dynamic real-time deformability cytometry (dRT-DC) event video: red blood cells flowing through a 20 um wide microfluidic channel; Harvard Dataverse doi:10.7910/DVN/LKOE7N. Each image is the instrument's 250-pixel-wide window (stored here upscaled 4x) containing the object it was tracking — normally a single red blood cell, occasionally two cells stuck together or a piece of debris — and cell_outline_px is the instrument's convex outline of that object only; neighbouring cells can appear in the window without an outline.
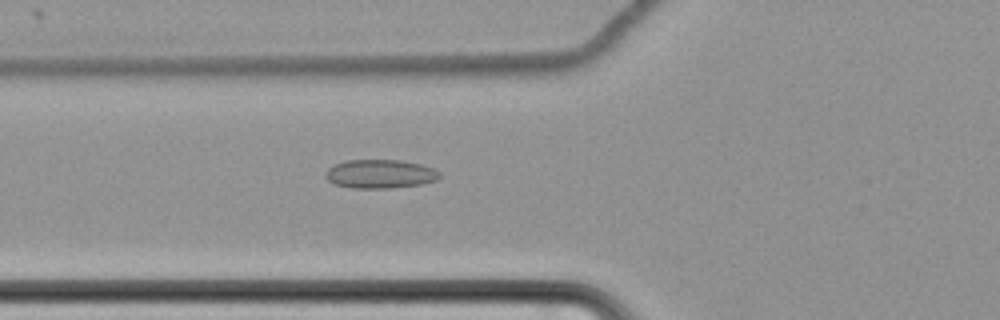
{"species": "common noctule bat (a hibernating species)", "species_latin": "Nyctalus noctula", "temperature_condition": "cold", "stored_images_in_passage": 63, "camera_frame_rate_fps": 3000, "um_per_image_px": 0.085, "animal": {"sex": "female", "body_mass_g": 22.7, "forearm_length_mm": 54.2}, "frame": {"image": 1, "passage_image": 26, "time_ms": 8.333, "image_size_px": [1000, 320], "cell_outline_px": [[440, 176], [436, 180], [420, 184], [388, 188], [352, 188], [336, 184], [328, 180], [328, 168], [332, 164], [348, 160], [400, 160], [420, 164], [432, 168], [440, 172]], "centroid_in_image_um": [32.32, 14.77], "position_along_channel_um": 93.5, "area_um2": 18.84}}
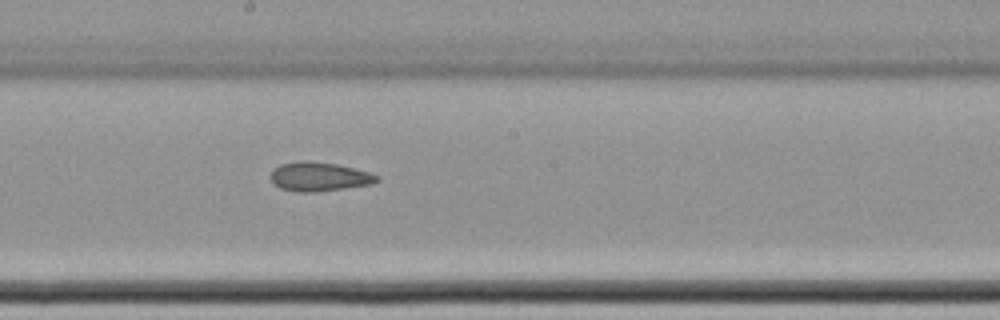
{"frame": {"image": 2, "passage_image": 37, "time_ms": 12.0, "image_size_px": [1000, 320], "cell_outline_px": [[380, 180], [372, 184], [316, 192], [296, 192], [280, 188], [272, 180], [272, 168], [280, 164], [300, 160], [304, 160], [336, 164], [368, 172], [380, 176]], "centroid_in_image_um": [27.13, 15.01], "position_along_channel_um": 221.1, "area_um2": 17.92}}
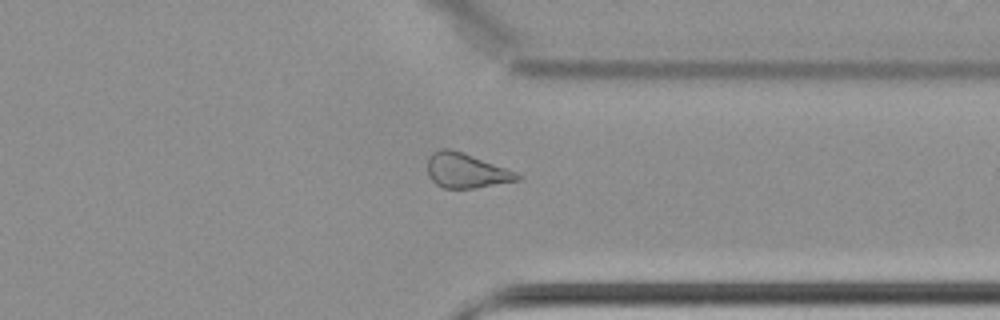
{"frame": {"image": 3, "passage_image": 50, "time_ms": 16.333, "image_size_px": [1000, 320], "cell_outline_px": [[524, 176], [520, 180], [476, 188], [444, 188], [436, 184], [428, 176], [428, 156], [432, 152], [440, 148], [452, 148], [464, 152], [516, 172]], "centroid_in_image_um": [39.62, 14.49], "position_along_channel_um": 371.8, "area_um2": 18.38}, "authors_computed_cell_mechanics": {"area_um2": 19.7676, "velocity_mm_per_s": 3.4742, "shape_relaxation_time_tau1_ms": null, "shape_relaxation_time_tau2_ms": 4.1269, "deformation_change_tau1": null, "deformation_change_tau2": 0.0885}}